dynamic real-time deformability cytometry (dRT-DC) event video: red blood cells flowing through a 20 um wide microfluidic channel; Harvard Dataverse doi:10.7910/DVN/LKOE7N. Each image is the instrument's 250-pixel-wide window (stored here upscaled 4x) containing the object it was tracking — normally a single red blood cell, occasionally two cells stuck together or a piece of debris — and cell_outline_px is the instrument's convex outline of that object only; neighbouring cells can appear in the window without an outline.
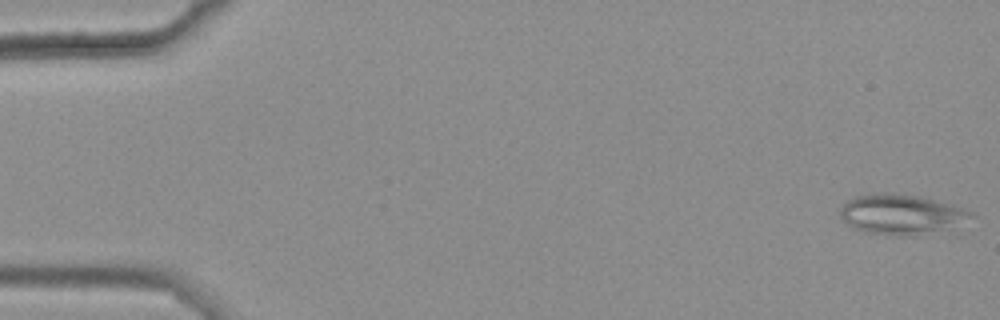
{"species": "common noctule bat (a hibernating species)", "species_latin": "Nyctalus noctula", "temperature_condition": "warm", "stored_images_in_passage": 48, "camera_frame_rate_fps": 3000, "um_per_image_px": 0.085, "animal": {"sex": "female", "body_mass_g": 25.1}, "frame": {"image": 1, "passage_image": 1, "time_ms": 0.0, "image_size_px": [1000, 320], "cell_outline_px": [[976, 216], [940, 228], [912, 236], [900, 236], [864, 232], [852, 228], [840, 220], [840, 208], [848, 200], [856, 196], [876, 192], [892, 192], [920, 196], [960, 208], [972, 212]], "centroid_in_image_um": [76.43, 18.19], "position_along_channel_um": 8.6, "area_um2": 29.88}}
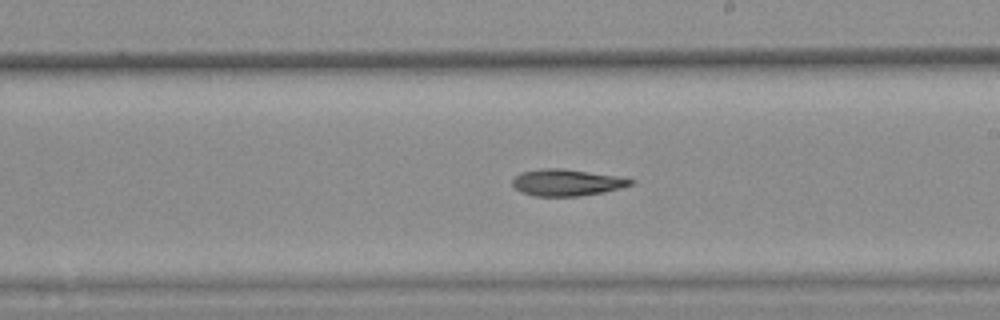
{"frame": {"image": 2, "passage_image": 32, "time_ms": 10.333, "image_size_px": [1000, 320], "cell_outline_px": [[636, 184], [604, 192], [580, 196], [536, 196], [520, 192], [512, 184], [512, 180], [520, 172], [540, 168], [560, 168], [616, 176], [636, 180]], "centroid_in_image_um": [48.18, 15.51], "position_along_channel_um": 240.8, "area_um2": 18.38}}
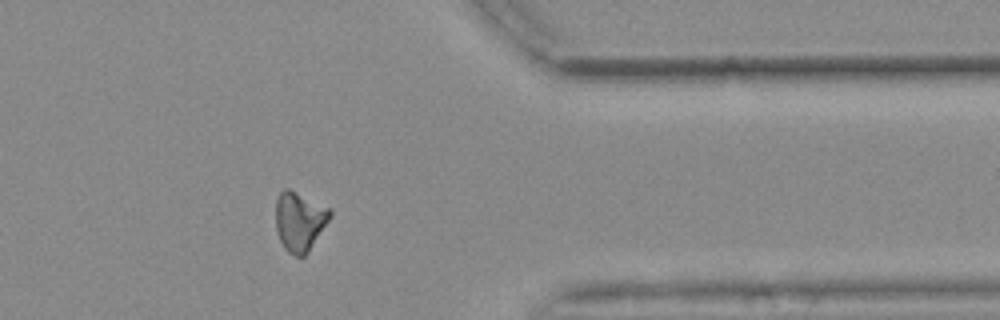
{"frame": {"image": 3, "passage_image": 45, "time_ms": 14.667, "image_size_px": [1000, 320], "cell_outline_px": [[332, 216], [308, 252], [304, 256], [296, 256], [288, 252], [284, 248], [280, 240], [276, 228], [276, 200], [280, 192], [284, 188], [288, 188], [332, 208]], "centroid_in_image_um": [25.48, 18.79], "position_along_channel_um": 385.9, "area_um2": 18.9}}